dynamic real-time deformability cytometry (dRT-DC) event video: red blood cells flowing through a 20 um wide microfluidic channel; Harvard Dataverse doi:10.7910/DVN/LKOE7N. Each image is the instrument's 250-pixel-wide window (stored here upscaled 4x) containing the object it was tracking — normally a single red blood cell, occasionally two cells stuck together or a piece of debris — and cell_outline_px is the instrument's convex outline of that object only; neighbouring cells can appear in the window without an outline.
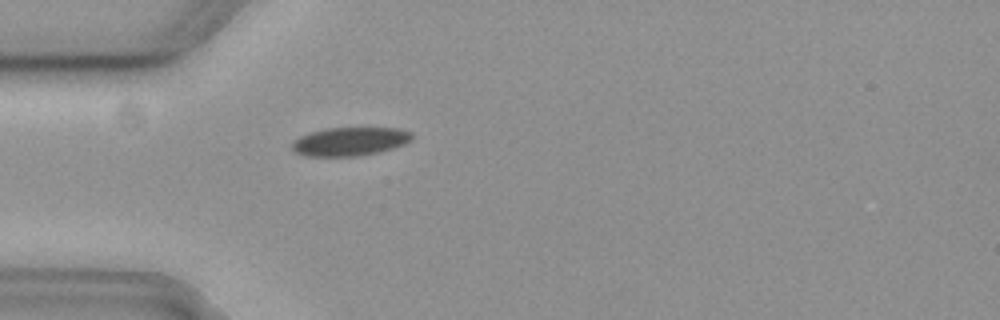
{"species": "common noctule bat (a hibernating species)", "species_latin": "Nyctalus noctula", "temperature_condition": "cold", "stored_images_in_passage": 37, "camera_frame_rate_fps": 3000, "um_per_image_px": 0.085, "animal": {"sex": "female", "body_mass_g": 19.3, "forearm_length_mm": 54.1}, "frame": {"image": 1, "passage_image": 1, "time_ms": 0.0, "image_size_px": [1000, 320], "cell_outline_px": [[412, 140], [404, 144], [392, 148], [376, 152], [356, 156], [304, 156], [296, 152], [292, 148], [292, 140], [308, 132], [324, 128], [400, 128], [412, 132]], "centroid_in_image_um": [29.71, 12.01], "position_along_channel_um": 55.3, "area_um2": 20.0}}
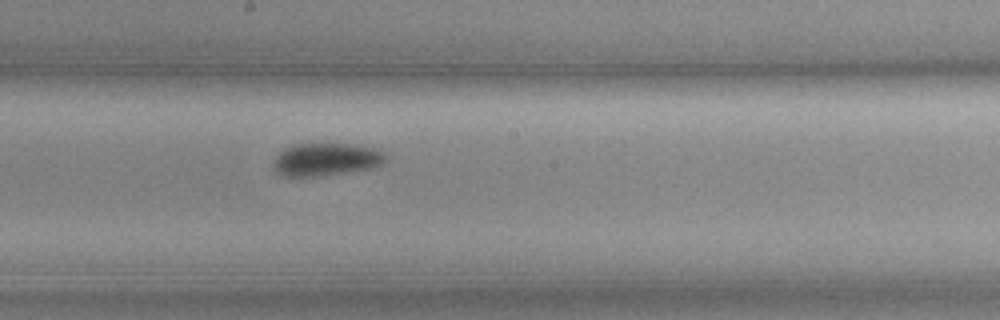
{"frame": {"image": 2, "passage_image": 15, "time_ms": 4.667, "image_size_px": [1000, 320], "cell_outline_px": [[388, 156], [380, 164], [368, 168], [316, 176], [284, 176], [276, 172], [272, 168], [272, 164], [276, 156], [284, 148], [296, 144], [352, 144], [372, 148], [384, 152]], "centroid_in_image_um": [27.65, 13.54], "position_along_channel_um": 220.6, "area_um2": 21.04}}
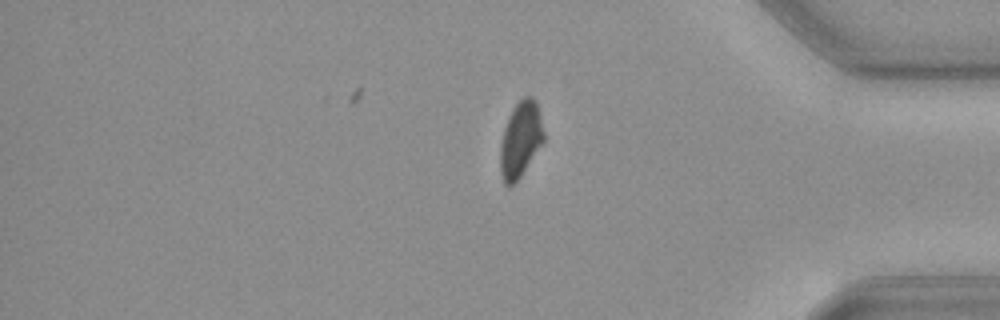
{"frame": {"image": 3, "passage_image": 31, "time_ms": 10.0, "image_size_px": [1000, 320], "cell_outline_px": [[544, 140], [520, 176], [512, 184], [504, 184], [500, 172], [500, 144], [504, 128], [508, 116], [516, 104], [524, 96], [532, 96], [536, 100], [544, 132]], "centroid_in_image_um": [44.23, 11.82], "position_along_channel_um": 391.0, "area_um2": 18.9}, "authors_computed_cell_mechanics": {"area_um2": 21.1548, "velocity_mm_per_s": 3.6745, "shape_relaxation_time_tau1_ms": 3.2477, "shape_relaxation_time_tau2_ms": 4.3015, "deformation_change_tau1": 0.0734, "deformation_change_tau2": 0.0646}}